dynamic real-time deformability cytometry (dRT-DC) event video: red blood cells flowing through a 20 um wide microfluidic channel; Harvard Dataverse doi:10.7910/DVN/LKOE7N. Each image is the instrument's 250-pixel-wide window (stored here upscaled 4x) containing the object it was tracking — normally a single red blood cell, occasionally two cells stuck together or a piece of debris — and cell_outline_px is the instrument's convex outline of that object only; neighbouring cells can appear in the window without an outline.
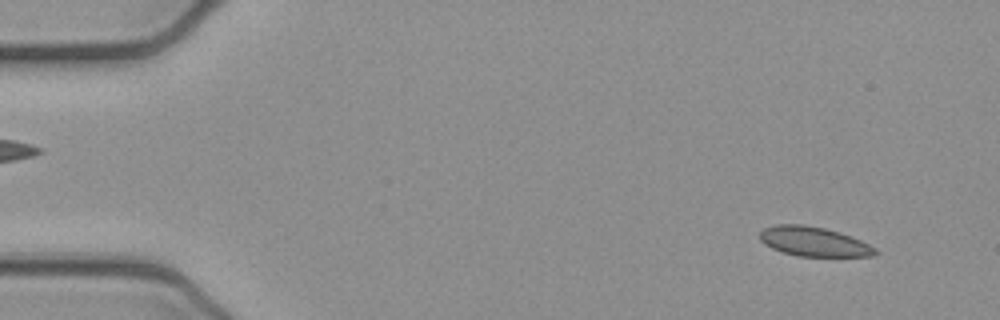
{"species": "common noctule bat (a hibernating species)", "species_latin": "Nyctalus noctula", "temperature_condition": "cold", "stored_images_in_passage": 52, "camera_frame_rate_fps": 3000, "um_per_image_px": 0.085, "animal": {"sex": "female", "body_mass_g": 21.9}, "frame": {"image": 1, "passage_image": 4, "time_ms": 1.0, "image_size_px": [1000, 320], "cell_outline_px": [[880, 252], [872, 256], [796, 256], [780, 252], [764, 244], [760, 240], [760, 232], [764, 228], [776, 224], [804, 224], [824, 228], [840, 232], [852, 236], [876, 248]], "centroid_in_image_um": [69.16, 20.53], "position_along_channel_um": 15.8, "area_um2": 20.0}}
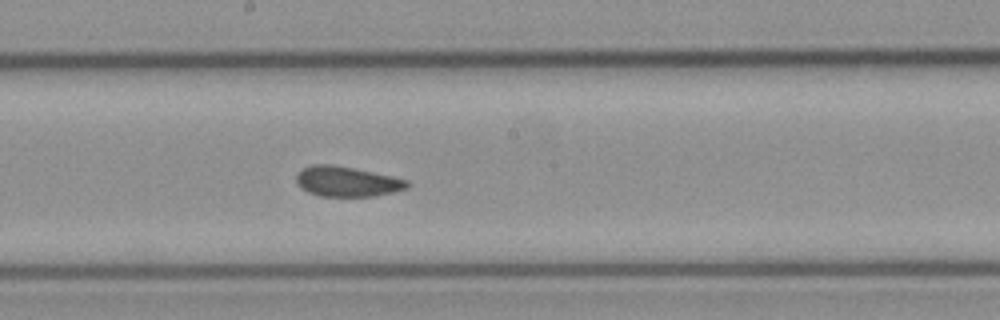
{"frame": {"image": 2, "passage_image": 28, "time_ms": 9.0, "image_size_px": [1000, 320], "cell_outline_px": [[412, 184], [408, 188], [392, 192], [372, 196], [320, 196], [308, 192], [300, 188], [296, 180], [296, 172], [312, 164], [332, 164], [392, 176], [408, 180]], "centroid_in_image_um": [29.48, 15.43], "position_along_channel_um": 218.7, "area_um2": 19.48}}
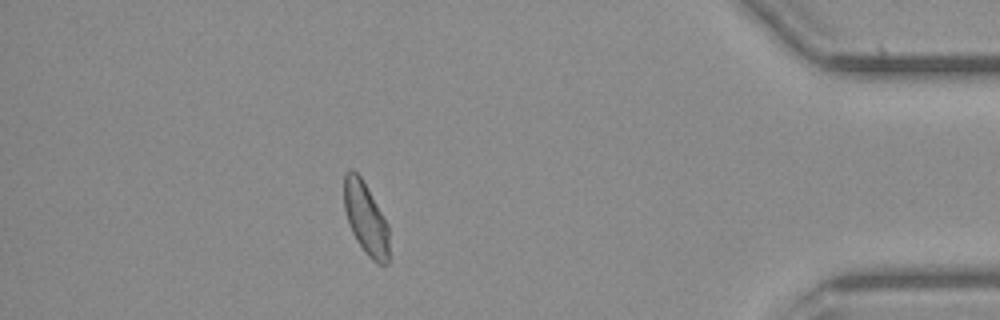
{"frame": {"image": 3, "passage_image": 46, "time_ms": 15.0, "image_size_px": [1000, 320], "cell_outline_px": [[388, 264], [376, 264], [364, 252], [356, 240], [352, 232], [344, 208], [344, 176], [348, 168], [352, 168], [360, 176], [388, 224]], "centroid_in_image_um": [31.07, 18.58], "position_along_channel_um": 404.1, "area_um2": 18.79}, "authors_computed_cell_mechanics": {"area_um2": 19.9988, "velocity_mm_per_s": 3.8873, "shape_relaxation_time_tau1_ms": null, "shape_relaxation_time_tau2_ms": 1.6233, "deformation_change_tau1": null, "deformation_change_tau2": 0.0666}}